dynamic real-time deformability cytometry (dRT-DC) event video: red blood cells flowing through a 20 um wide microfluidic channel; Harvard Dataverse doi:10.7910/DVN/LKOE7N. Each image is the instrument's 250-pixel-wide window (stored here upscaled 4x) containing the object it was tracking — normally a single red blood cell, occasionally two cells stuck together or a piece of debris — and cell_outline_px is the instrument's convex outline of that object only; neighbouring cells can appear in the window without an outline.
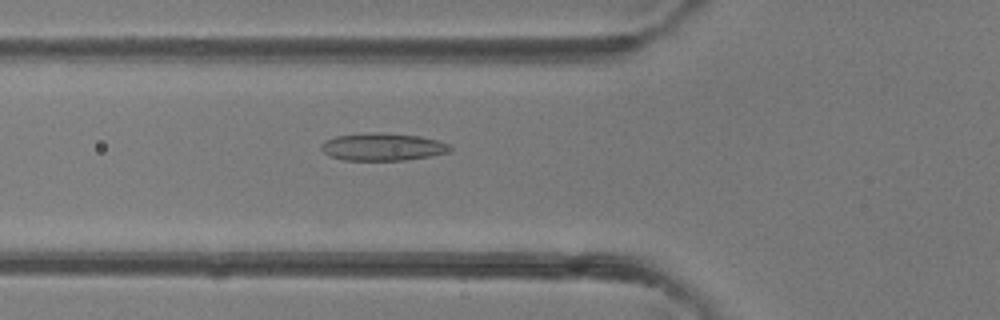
{"species": "common noctule bat (a hibernating species)", "species_latin": "Nyctalus noctula", "temperature_condition": "room temperature", "stored_images_in_passage": 29, "camera_frame_rate_fps": 3000, "um_per_image_px": 0.085, "animal": {"sex": "female"}, "frame": {"image": 1, "passage_image": 3, "time_ms": 0.667, "image_size_px": [1000, 320], "cell_outline_px": [[452, 148], [448, 152], [428, 156], [404, 160], [344, 160], [328, 156], [320, 148], [320, 144], [324, 140], [336, 136], [364, 132], [380, 132], [420, 136], [436, 140], [448, 144]], "centroid_in_image_um": [32.45, 12.47], "position_along_channel_um": 93.3, "area_um2": 20.75}}
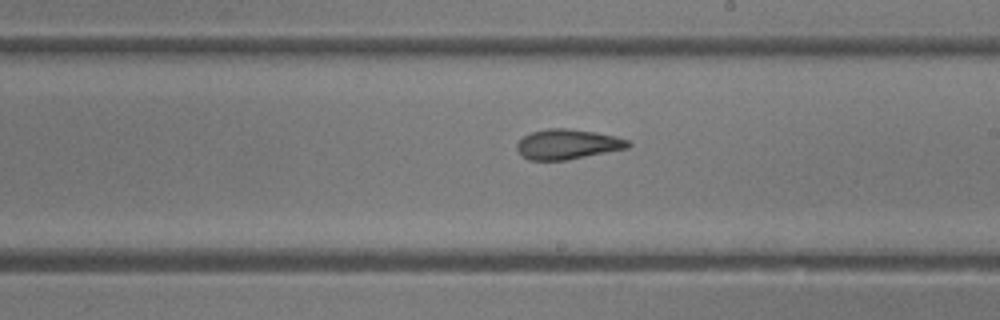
{"frame": {"image": 2, "passage_image": 12, "time_ms": 3.667, "image_size_px": [1000, 320], "cell_outline_px": [[632, 144], [628, 148], [568, 160], [528, 160], [516, 148], [516, 144], [524, 136], [532, 132], [548, 128], [568, 128], [596, 132], [616, 136], [628, 140]], "centroid_in_image_um": [48.27, 12.26], "position_along_channel_um": 240.7, "area_um2": 19.48}}
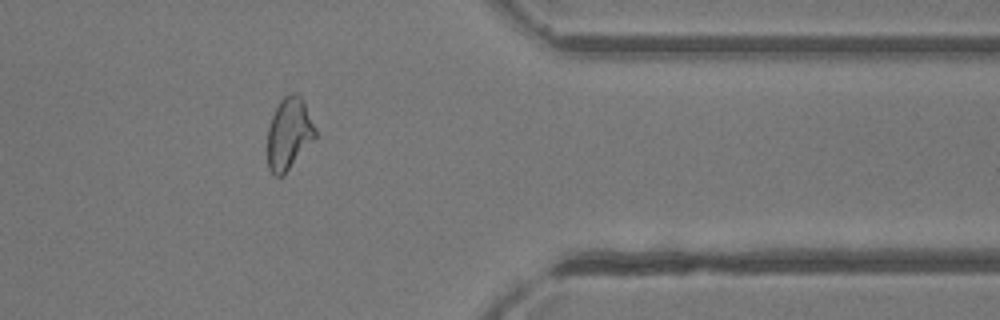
{"frame": {"image": 3, "passage_image": 22, "time_ms": 7.0, "image_size_px": [1000, 320], "cell_outline_px": [[316, 136], [284, 176], [276, 176], [268, 168], [268, 128], [272, 116], [280, 100], [288, 92], [296, 92], [304, 100], [316, 128]], "centroid_in_image_um": [24.57, 11.33], "position_along_channel_um": 386.8, "area_um2": 20.11}}